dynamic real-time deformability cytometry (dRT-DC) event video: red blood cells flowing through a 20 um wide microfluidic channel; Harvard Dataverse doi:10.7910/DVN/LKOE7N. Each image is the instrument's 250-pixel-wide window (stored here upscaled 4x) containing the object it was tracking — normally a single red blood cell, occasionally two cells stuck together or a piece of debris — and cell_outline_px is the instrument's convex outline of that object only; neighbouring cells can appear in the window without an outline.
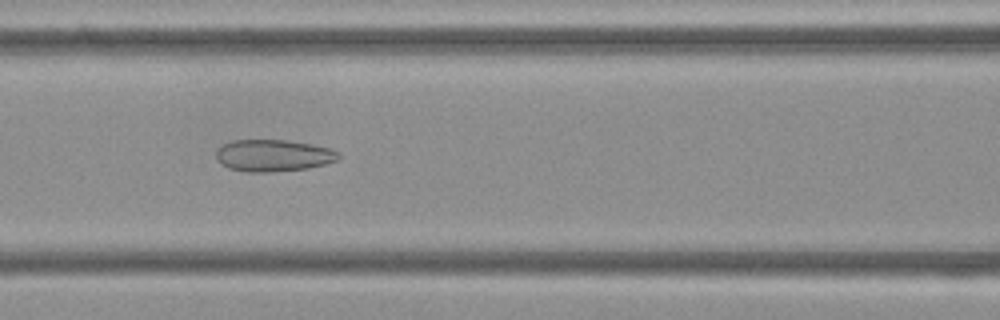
{"species": "Egyptian fruit bat (a non-hibernating species)", "species_latin": "Rousettus aegyptiacus", "temperature_condition": "cold", "stored_images_in_passage": 52, "camera_frame_rate_fps": 3000, "um_per_image_px": 0.085, "frame": {"image": 1, "passage_image": 22, "time_ms": 7.0, "image_size_px": [1000, 320], "cell_outline_px": [[340, 156], [336, 160], [324, 164], [308, 168], [268, 172], [248, 172], [228, 168], [220, 164], [216, 160], [216, 148], [220, 144], [232, 140], [288, 140], [312, 144], [332, 148], [340, 152]], "centroid_in_image_um": [23.19, 13.2], "position_along_channel_um": 143.4, "area_um2": 23.06}}
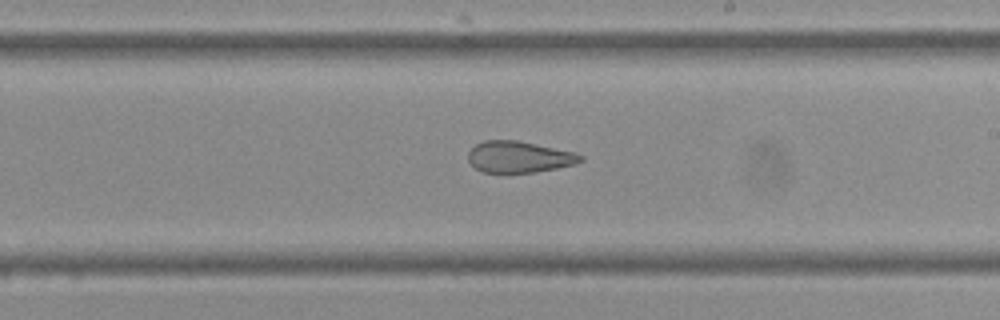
{"frame": {"image": 2, "passage_image": 30, "time_ms": 9.667, "image_size_px": [1000, 320], "cell_outline_px": [[584, 160], [576, 164], [536, 172], [484, 172], [476, 168], [468, 160], [468, 152], [476, 144], [484, 140], [516, 140], [576, 152], [584, 156]], "centroid_in_image_um": [44.15, 13.33], "position_along_channel_um": 244.8, "area_um2": 20.52}}
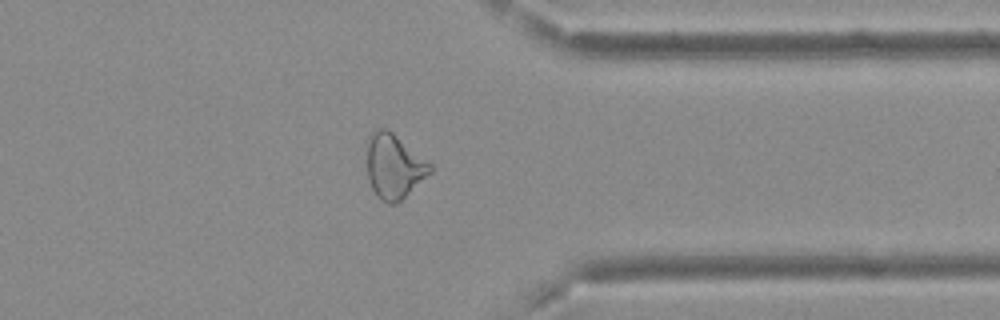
{"frame": {"image": 3, "passage_image": 41, "time_ms": 13.333, "image_size_px": [1000, 320], "cell_outline_px": [[432, 172], [396, 204], [388, 204], [380, 200], [376, 196], [368, 180], [368, 136], [376, 128], [388, 128], [432, 164]], "centroid_in_image_um": [33.49, 14.13], "position_along_channel_um": 377.9, "area_um2": 23.81}, "authors_computed_cell_mechanics": {"area_um2": 25.9811, "velocity_mm_per_s": 3.8219, "shape_relaxation_time_tau1_ms": null, "shape_relaxation_time_tau2_ms": 2.6579, "deformation_change_tau1": null, "deformation_change_tau2": 0.1173}}